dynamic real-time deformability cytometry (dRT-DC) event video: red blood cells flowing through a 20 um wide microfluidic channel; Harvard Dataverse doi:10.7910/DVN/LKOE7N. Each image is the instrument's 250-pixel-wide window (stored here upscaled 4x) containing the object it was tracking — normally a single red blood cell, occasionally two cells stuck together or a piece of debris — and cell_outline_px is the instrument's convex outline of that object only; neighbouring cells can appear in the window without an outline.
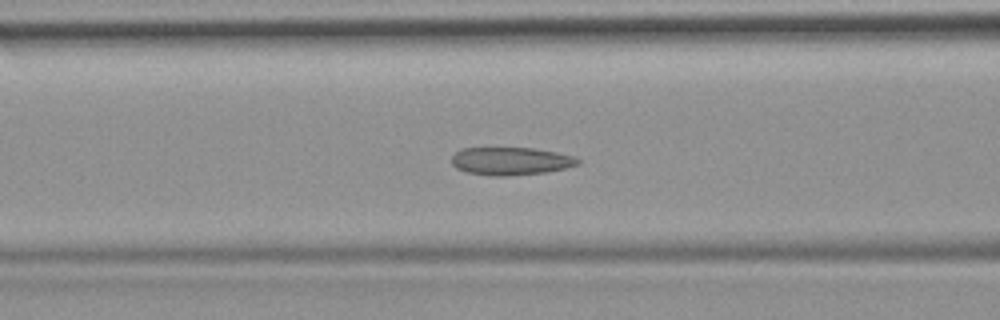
{"species": "common noctule bat (a hibernating species)", "species_latin": "Nyctalus noctula", "temperature_condition": "room temperature", "stored_images_in_passage": 53, "camera_frame_rate_fps": 3000, "um_per_image_px": 0.085, "animal": {"sex": "female", "body_mass_g": 19.9}, "frame": {"image": 1, "passage_image": 21, "time_ms": 6.667, "image_size_px": [1000, 320], "cell_outline_px": [[580, 164], [564, 168], [544, 172], [504, 176], [488, 176], [468, 172], [456, 168], [452, 164], [452, 156], [460, 148], [532, 148], [556, 152], [572, 156], [580, 160]], "centroid_in_image_um": [43.38, 13.69], "position_along_channel_um": 123.2, "area_um2": 20.35}}
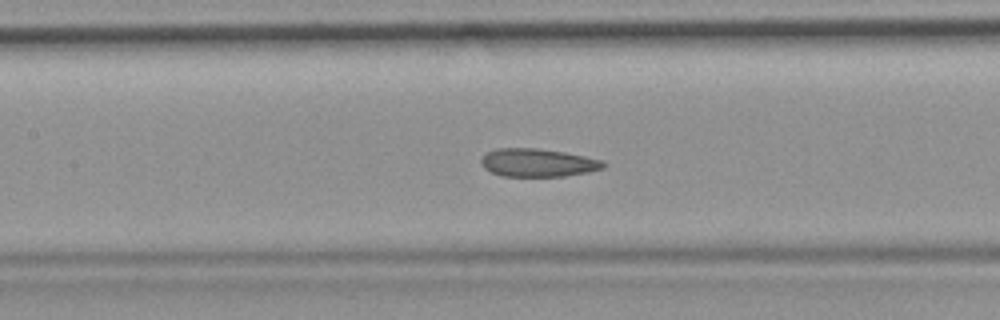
{"frame": {"image": 2, "passage_image": 24, "time_ms": 7.667, "image_size_px": [1000, 320], "cell_outline_px": [[608, 164], [604, 168], [588, 172], [564, 176], [500, 176], [484, 168], [480, 164], [480, 160], [488, 152], [496, 148], [536, 148], [564, 152], [604, 160]], "centroid_in_image_um": [45.74, 13.83], "position_along_channel_um": 161.7, "area_um2": 20.11}}
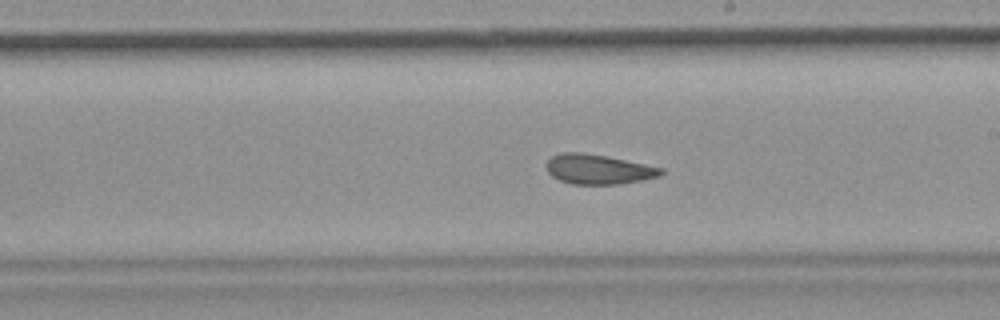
{"frame": {"image": 3, "passage_image": 30, "time_ms": 9.667, "image_size_px": [1000, 320], "cell_outline_px": [[664, 172], [660, 176], [644, 180], [620, 184], [572, 184], [560, 180], [552, 176], [548, 172], [544, 164], [552, 156], [560, 152], [584, 152], [608, 156], [664, 168]], "centroid_in_image_um": [50.86, 14.38], "position_along_channel_um": 238.1, "area_um2": 20.17}, "authors_computed_cell_mechanics": {"area_um2": 21.1548, "velocity_mm_per_s": 3.8341, "shape_relaxation_time_tau1_ms": null, "shape_relaxation_time_tau2_ms": 2.2556, "deformation_change_tau1": null, "deformation_change_tau2": 0.0911}}